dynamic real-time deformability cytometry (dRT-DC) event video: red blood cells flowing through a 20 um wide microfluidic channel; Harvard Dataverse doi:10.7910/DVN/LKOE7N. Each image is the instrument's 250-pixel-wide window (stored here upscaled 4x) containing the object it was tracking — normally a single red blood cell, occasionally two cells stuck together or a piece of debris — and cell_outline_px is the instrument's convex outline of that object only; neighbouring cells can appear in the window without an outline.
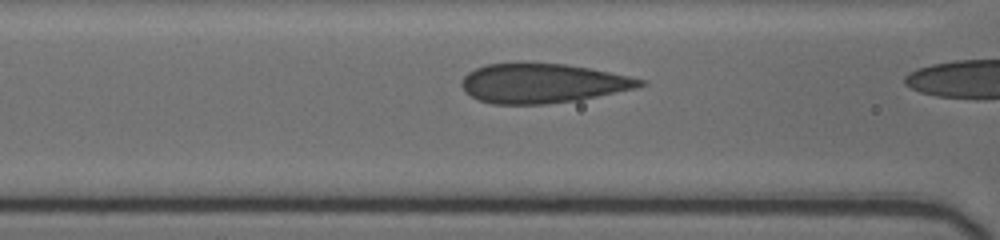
{"species": "human", "species_latin": "Homo sapiens", "temperature_condition": "cold", "stored_images_in_passage": 10, "camera_frame_rate_fps": 3000, "um_per_image_px": 0.085, "donor": {"sex": "female"}, "frame": {"image": 1, "passage_image": 8, "time_ms": 2.667, "image_size_px": [1000, 240], "cell_outline_px": [[648, 84], [636, 88], [576, 100], [544, 104], [492, 104], [480, 100], [464, 92], [460, 84], [464, 76], [468, 72], [484, 64], [516, 60], [564, 64], [588, 68], [648, 80]], "centroid_in_image_um": [46.06, 7.04], "position_along_channel_um": 120.5, "area_um2": 41.67}}